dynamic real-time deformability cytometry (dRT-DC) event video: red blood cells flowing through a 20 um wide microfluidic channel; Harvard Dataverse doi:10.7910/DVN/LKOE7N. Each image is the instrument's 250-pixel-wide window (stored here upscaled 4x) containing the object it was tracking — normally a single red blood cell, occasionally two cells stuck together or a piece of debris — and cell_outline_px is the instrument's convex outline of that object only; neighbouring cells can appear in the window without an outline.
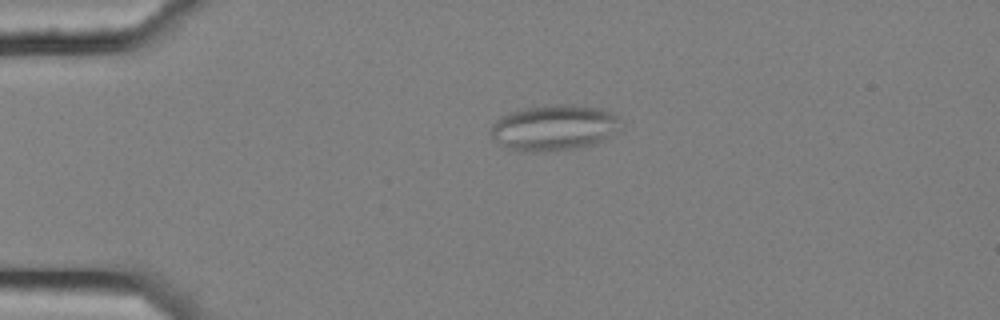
{"species": "common noctule bat (a hibernating species)", "species_latin": "Nyctalus noctula", "temperature_condition": "cold", "stored_images_in_passage": 4, "camera_frame_rate_fps": 3000, "um_per_image_px": 0.085, "animal": {"sex": "female", "body_mass_g": 25.1}, "frame": {"image": 1, "passage_image": 4, "time_ms": 1.0, "image_size_px": [1000, 320], "cell_outline_px": [[624, 124], [608, 136], [596, 144], [576, 148], [540, 152], [512, 152], [500, 144], [492, 136], [492, 124], [500, 116], [508, 112], [524, 108], [552, 104], [572, 104], [600, 108], [612, 112]], "centroid_in_image_um": [47.08, 10.85], "position_along_channel_um": 37.9, "area_um2": 35.03}}